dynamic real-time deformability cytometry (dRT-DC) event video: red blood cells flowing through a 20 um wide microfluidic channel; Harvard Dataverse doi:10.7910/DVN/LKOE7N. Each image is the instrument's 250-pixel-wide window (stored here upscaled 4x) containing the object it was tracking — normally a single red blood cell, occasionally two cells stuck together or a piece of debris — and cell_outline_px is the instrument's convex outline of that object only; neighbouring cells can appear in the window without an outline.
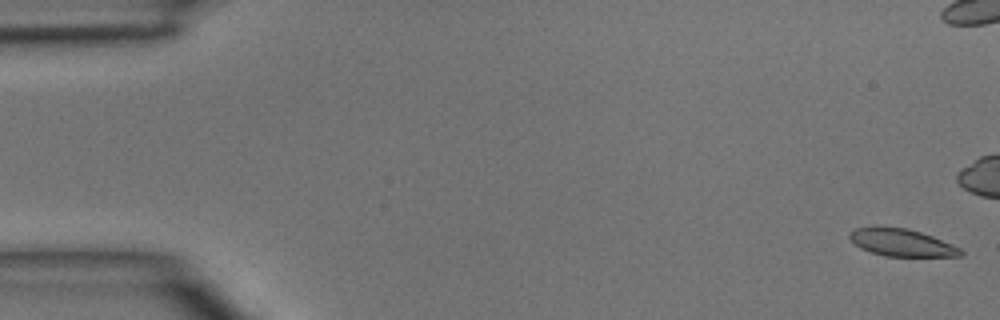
{"species": "common noctule bat (a hibernating species)", "species_latin": "Nyctalus noctula", "temperature_condition": "room temperature", "stored_images_in_passage": 48, "camera_frame_rate_fps": 3000, "um_per_image_px": 0.085, "animal": {"sex": "male", "body_mass_g": 15.6}, "frame": {"image": 1, "passage_image": 1, "time_ms": 0.0, "image_size_px": [1000, 320], "cell_outline_px": [[964, 256], [884, 256], [860, 248], [848, 236], [848, 232], [856, 228], [876, 224], [908, 228], [932, 236], [952, 244], [960, 248], [964, 252]], "centroid_in_image_um": [76.6, 20.58], "position_along_channel_um": 8.4, "area_um2": 18.09}}